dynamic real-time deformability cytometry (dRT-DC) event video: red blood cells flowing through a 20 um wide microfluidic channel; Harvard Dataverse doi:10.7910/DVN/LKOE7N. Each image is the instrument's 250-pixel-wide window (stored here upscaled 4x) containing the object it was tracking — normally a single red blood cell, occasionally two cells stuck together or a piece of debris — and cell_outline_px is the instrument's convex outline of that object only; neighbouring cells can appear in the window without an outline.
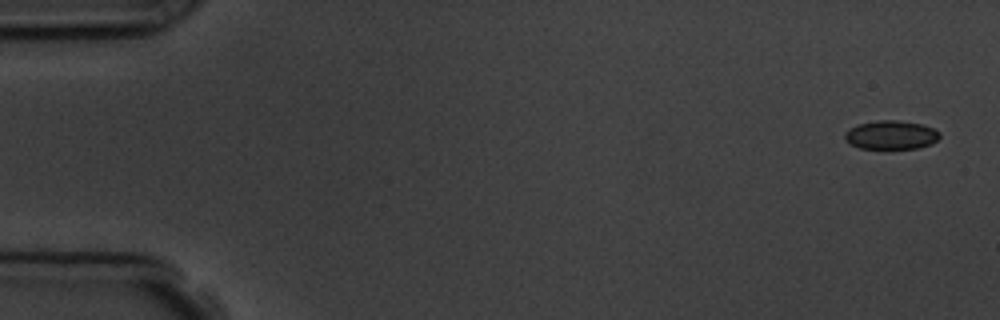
{"species": "common noctule bat (a hibernating species)", "species_latin": "Nyctalus noctula", "temperature_condition": "room temperature", "stored_images_in_passage": 6, "segment_of_instrument_passage": [1, 2], "camera_frame_rate_fps": 3000, "um_per_image_px": 0.085, "animal": {"sex": "male", "body_mass_g": 19.5, "forearm_length_mm": 54.6}, "frame": {"image": 1, "passage_image": 1, "time_ms": 0.0, "image_size_px": [1000, 320], "cell_outline_px": [[940, 136], [932, 144], [920, 148], [860, 148], [844, 140], [844, 132], [848, 128], [856, 124], [880, 120], [900, 120], [924, 124], [940, 132]], "centroid_in_image_um": [75.73, 11.45], "position_along_channel_um": 9.3, "area_um2": 16.07}}
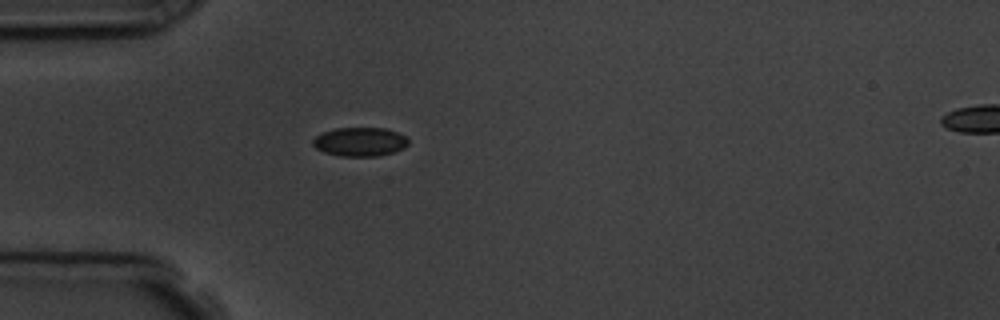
{"frame": {"image": 2, "passage_image": 5, "time_ms": 4.667, "image_size_px": [1000, 320], "cell_outline_px": [[408, 144], [404, 148], [380, 156], [340, 156], [324, 152], [316, 148], [312, 144], [312, 140], [316, 136], [324, 132], [336, 128], [384, 128], [396, 132], [404, 136], [408, 140]], "centroid_in_image_um": [30.58, 12.06], "position_along_channel_um": 54.4, "area_um2": 15.95}}